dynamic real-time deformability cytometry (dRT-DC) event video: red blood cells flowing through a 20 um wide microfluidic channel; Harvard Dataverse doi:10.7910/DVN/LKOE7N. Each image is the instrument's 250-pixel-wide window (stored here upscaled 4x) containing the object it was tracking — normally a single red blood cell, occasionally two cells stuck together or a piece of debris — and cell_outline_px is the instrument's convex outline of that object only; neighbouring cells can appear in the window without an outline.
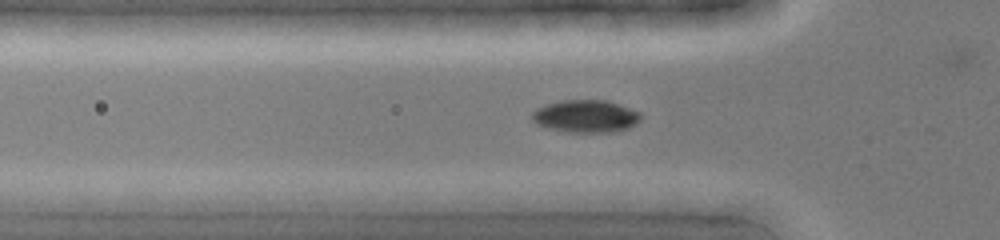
{"species": "common noctule bat (a hibernating species)", "species_latin": "Nyctalus noctula", "temperature_condition": "cold", "stored_images_in_passage": 40, "camera_frame_rate_fps": 3000, "um_per_image_px": 0.085, "animal": {"sex": "female", "body_mass_g": 19.0, "forearm_length_mm": 51.5}, "frame": {"image": 1, "passage_image": 14, "time_ms": 4.333, "image_size_px": [1000, 240], "cell_outline_px": [[640, 120], [636, 124], [628, 128], [612, 132], [568, 132], [548, 128], [536, 124], [532, 120], [532, 112], [536, 108], [560, 100], [604, 100], [640, 112]], "centroid_in_image_um": [49.75, 9.88], "position_along_channel_um": 76.0, "area_um2": 20.46}}
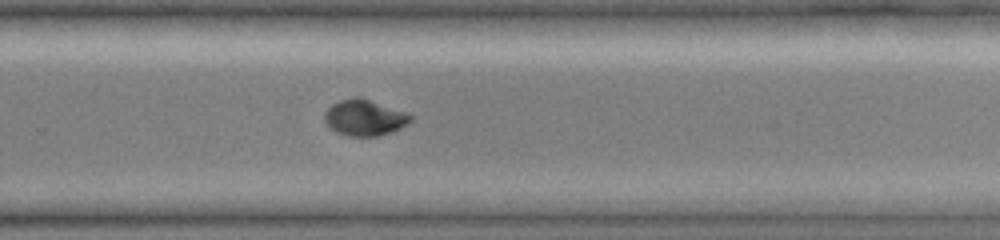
{"frame": {"image": 2, "passage_image": 29, "time_ms": 9.333, "image_size_px": [1000, 240], "cell_outline_px": [[412, 120], [408, 124], [392, 132], [376, 136], [348, 136], [336, 132], [328, 128], [324, 120], [324, 112], [332, 104], [340, 100], [356, 96], [404, 112], [412, 116]], "centroid_in_image_um": [30.93, 10.02], "position_along_channel_um": 298.9, "area_um2": 17.92}}
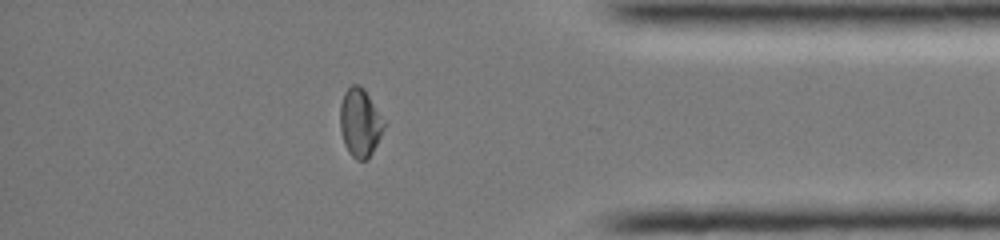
{"frame": {"image": 3, "passage_image": 37, "time_ms": 12.0, "image_size_px": [1000, 240], "cell_outline_px": [[384, 128], [368, 160], [356, 160], [348, 152], [344, 144], [340, 128], [340, 104], [344, 92], [352, 84], [360, 84], [364, 88], [384, 120]], "centroid_in_image_um": [30.58, 10.42], "position_along_channel_um": 404.6, "area_um2": 17.46}}